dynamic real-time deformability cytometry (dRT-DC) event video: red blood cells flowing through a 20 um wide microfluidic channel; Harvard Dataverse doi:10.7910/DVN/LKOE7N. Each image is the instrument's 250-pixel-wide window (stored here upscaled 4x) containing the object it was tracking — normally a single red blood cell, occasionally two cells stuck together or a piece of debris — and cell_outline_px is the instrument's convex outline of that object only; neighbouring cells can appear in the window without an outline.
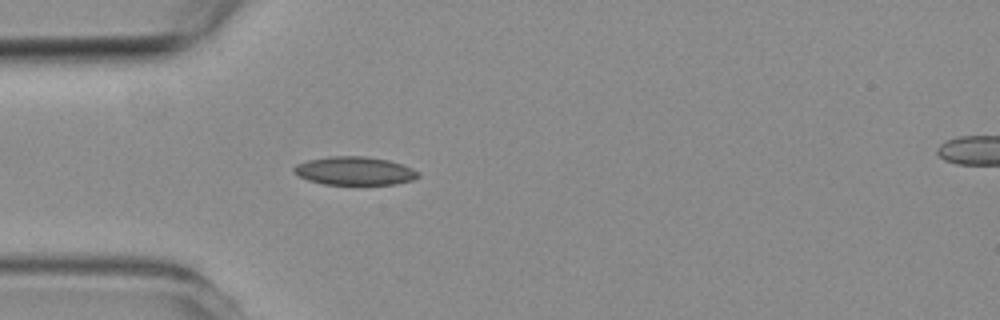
{"species": "common noctule bat (a hibernating species)", "species_latin": "Nyctalus noctula", "temperature_condition": "room temperature", "stored_images_in_passage": 3, "segment_of_instrument_passage": [1, 2], "camera_frame_rate_fps": 3000, "um_per_image_px": 0.085, "animal": {"sex": "female", "body_mass_g": 19.3, "forearm_length_mm": 54.1}, "frame": {"image": 1, "passage_image": 2, "time_ms": 2.333, "image_size_px": [1000, 320], "cell_outline_px": [[420, 176], [412, 180], [396, 184], [324, 184], [308, 180], [292, 172], [292, 168], [296, 164], [308, 160], [332, 156], [364, 156], [388, 160], [412, 168], [420, 172]], "centroid_in_image_um": [30.13, 14.52], "position_along_channel_um": 54.9, "area_um2": 20.46}}